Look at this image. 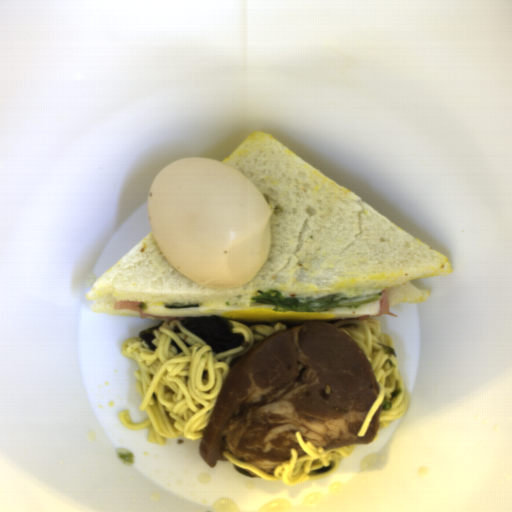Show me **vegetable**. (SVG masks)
<instances>
[{"mask_svg":"<svg viewBox=\"0 0 512 512\" xmlns=\"http://www.w3.org/2000/svg\"><path fill=\"white\" fill-rule=\"evenodd\" d=\"M391 406H392V403H390L386 400L382 401V409L389 410L391 408Z\"/></svg>","mask_w":512,"mask_h":512,"instance_id":"obj_1","label":"vegetable"}]
</instances>
